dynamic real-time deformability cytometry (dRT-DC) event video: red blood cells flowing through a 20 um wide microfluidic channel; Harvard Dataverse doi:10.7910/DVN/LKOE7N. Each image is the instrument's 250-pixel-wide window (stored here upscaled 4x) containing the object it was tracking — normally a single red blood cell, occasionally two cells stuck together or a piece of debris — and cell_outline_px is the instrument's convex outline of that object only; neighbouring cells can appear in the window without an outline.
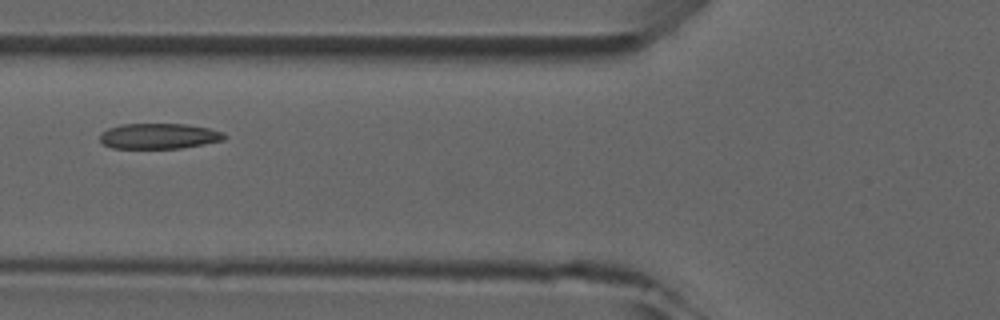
{"species": "common noctule bat (a hibernating species)", "species_latin": "Nyctalus noctula", "temperature_condition": "room temperature", "stored_images_in_passage": 5, "camera_frame_rate_fps": 3000, "um_per_image_px": 0.085, "animal": {"sex": "male", "forearm_length_mm": 52.5}, "frame": {"image": 1, "passage_image": 4, "time_ms": 4.333, "image_size_px": [1000, 320], "cell_outline_px": [[228, 136], [224, 140], [204, 144], [180, 148], [112, 148], [104, 144], [100, 140], [100, 132], [108, 128], [120, 124], [184, 124], [208, 128], [224, 132]], "centroid_in_image_um": [13.51, 11.56], "position_along_channel_um": 112.3, "area_um2": 18.55}}
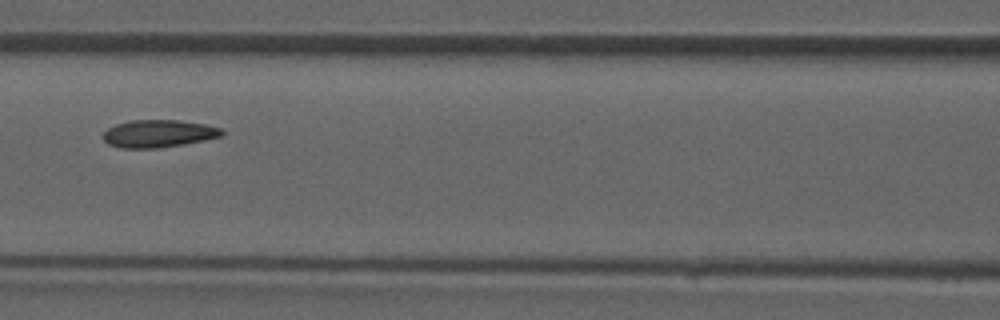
{"frame": {"image": 2, "passage_image": 5, "time_ms": 5.333, "image_size_px": [1000, 320], "cell_outline_px": [[224, 136], [184, 144], [160, 148], [120, 148], [108, 144], [104, 140], [104, 132], [108, 128], [116, 124], [132, 120], [180, 120], [204, 124], [220, 128], [224, 132]], "centroid_in_image_um": [13.48, 11.36], "position_along_channel_um": 153.1, "area_um2": 19.07}}